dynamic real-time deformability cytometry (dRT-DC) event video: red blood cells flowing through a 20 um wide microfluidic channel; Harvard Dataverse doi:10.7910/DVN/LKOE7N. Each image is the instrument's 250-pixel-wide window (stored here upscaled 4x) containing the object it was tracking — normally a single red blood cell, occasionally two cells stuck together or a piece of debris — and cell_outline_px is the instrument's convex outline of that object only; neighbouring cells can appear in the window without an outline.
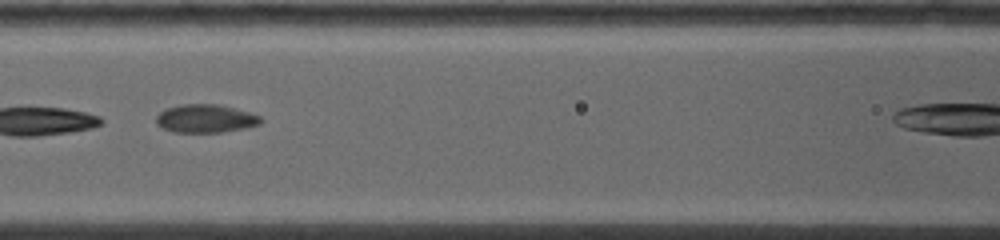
{"species": "common noctule bat (a hibernating species)", "species_latin": "Nyctalus noctula", "temperature_condition": "warm", "stored_images_in_passage": 7, "camera_frame_rate_fps": 5000, "um_per_image_px": 0.085, "animal": {"sex": "female", "body_mass_g": 19.0, "forearm_length_mm": 53.3}, "frame": {"image": 1, "passage_image": 5, "time_ms": 2.4, "image_size_px": [1000, 240], "cell_outline_px": [[264, 120], [260, 124], [248, 128], [224, 132], [172, 132], [156, 124], [156, 116], [160, 112], [168, 108], [180, 104], [220, 104], [248, 112], [260, 116]], "centroid_in_image_um": [17.5, 10.08], "position_along_channel_um": 149.1, "area_um2": 17.34}}